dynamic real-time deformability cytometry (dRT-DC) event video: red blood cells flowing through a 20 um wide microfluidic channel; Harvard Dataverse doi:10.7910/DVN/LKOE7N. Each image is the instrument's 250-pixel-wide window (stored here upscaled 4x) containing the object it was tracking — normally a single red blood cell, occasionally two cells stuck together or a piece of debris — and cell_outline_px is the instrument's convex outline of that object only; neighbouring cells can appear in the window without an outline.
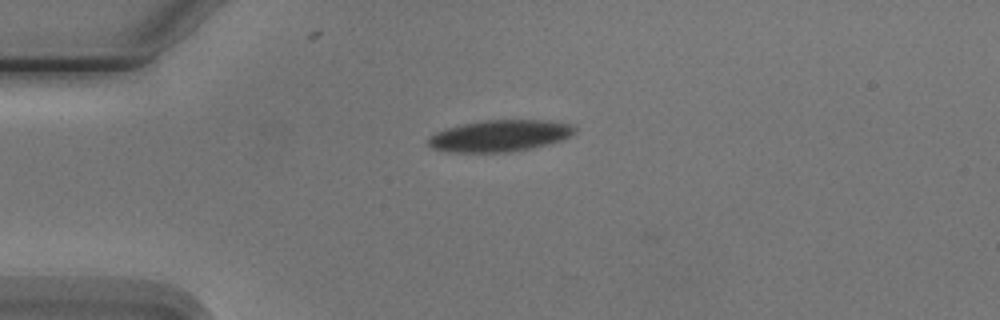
{"species": "Egyptian fruit bat (a non-hibernating species)", "species_latin": "Rousettus aegyptiacus", "temperature_condition": "cold", "stored_images_in_passage": 7, "camera_frame_rate_fps": 3000, "um_per_image_px": 0.085, "animal": {"sex": "male"}, "frame": {"image": 1, "passage_image": 1, "time_ms": 0.0, "image_size_px": [1000, 320], "cell_outline_px": [[576, 132], [560, 140], [532, 148], [508, 152], [448, 152], [432, 148], [428, 144], [428, 136], [436, 132], [448, 128], [480, 120], [548, 120], [572, 124], [576, 128]], "centroid_in_image_um": [42.47, 11.54], "position_along_channel_um": 42.5, "area_um2": 26.88}}
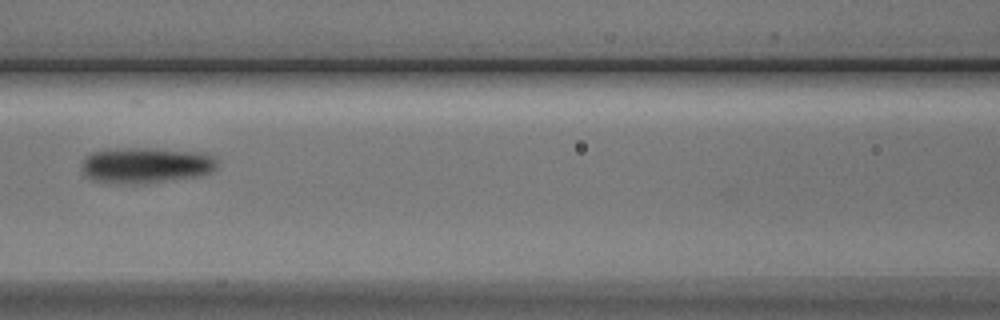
{"frame": {"image": 2, "passage_image": 4, "time_ms": 3.667, "image_size_px": [1000, 320], "cell_outline_px": [[220, 164], [212, 172], [196, 176], [136, 184], [120, 184], [92, 180], [84, 176], [80, 164], [84, 156], [92, 152], [116, 148], [156, 148], [208, 152], [216, 156]], "centroid_in_image_um": [12.42, 14.02], "position_along_channel_um": 154.2, "area_um2": 28.96}}
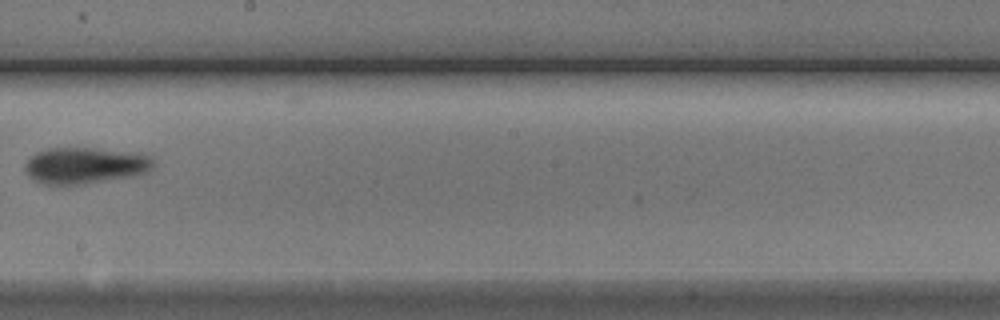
{"frame": {"image": 3, "passage_image": 6, "time_ms": 6.0, "image_size_px": [1000, 320], "cell_outline_px": [[152, 168], [144, 172], [132, 176], [64, 188], [60, 188], [44, 184], [28, 176], [24, 172], [24, 164], [36, 152], [48, 148], [92, 148], [140, 152], [152, 156]], "centroid_in_image_um": [7.18, 14.1], "position_along_channel_um": 241.0, "area_um2": 27.98}}